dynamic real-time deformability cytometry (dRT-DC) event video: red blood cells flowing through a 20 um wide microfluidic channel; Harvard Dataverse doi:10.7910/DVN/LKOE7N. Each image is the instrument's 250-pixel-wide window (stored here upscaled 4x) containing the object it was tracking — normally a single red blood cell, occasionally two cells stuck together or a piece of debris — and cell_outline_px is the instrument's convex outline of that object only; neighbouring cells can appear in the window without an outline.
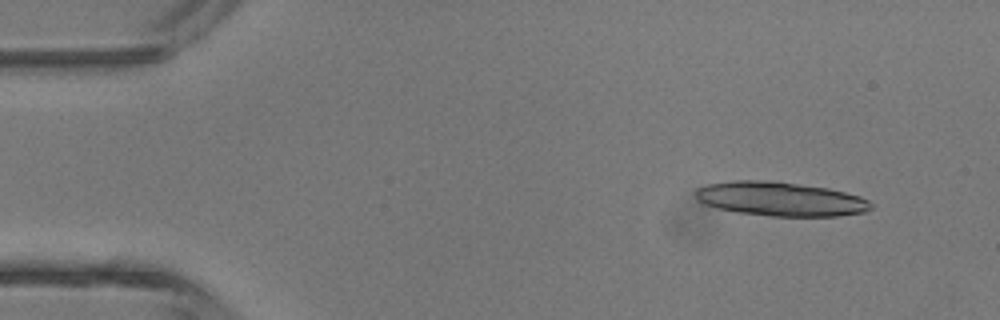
{"species": "common noctule bat (a hibernating species)", "species_latin": "Nyctalus noctula", "temperature_condition": "room temperature", "stored_images_in_passage": 5, "camera_frame_rate_fps": 3000, "um_per_image_px": 0.085, "animal": {"sex": "male", "body_mass_g": 13.3}, "frame": {"image": 1, "passage_image": 2, "time_ms": 1.0, "image_size_px": [1000, 320], "cell_outline_px": [[872, 208], [864, 212], [836, 216], [768, 216], [736, 212], [716, 208], [704, 204], [696, 200], [696, 188], [708, 184], [732, 180], [760, 180], [796, 184], [828, 188], [860, 196], [868, 200], [872, 204]], "centroid_in_image_um": [66.3, 16.92], "position_along_channel_um": 18.7, "area_um2": 34.8}}